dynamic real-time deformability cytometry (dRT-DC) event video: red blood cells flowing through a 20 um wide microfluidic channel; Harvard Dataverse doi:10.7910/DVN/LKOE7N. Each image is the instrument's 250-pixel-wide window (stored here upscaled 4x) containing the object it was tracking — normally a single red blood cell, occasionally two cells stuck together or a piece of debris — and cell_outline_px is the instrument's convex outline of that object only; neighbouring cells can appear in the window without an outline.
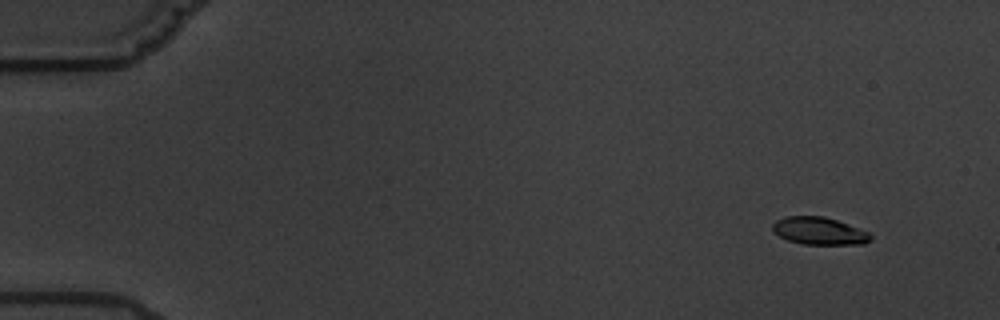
{"species": "common noctule bat (a hibernating species)", "species_latin": "Nyctalus noctula", "temperature_condition": "warm", "stored_images_in_passage": 7, "camera_frame_rate_fps": 3000, "um_per_image_px": 0.085, "animal": {"sex": "male", "body_mass_g": 19.5, "forearm_length_mm": 54.6}, "frame": {"image": 1, "passage_image": 2, "time_ms": 1.333, "image_size_px": [1000, 320], "cell_outline_px": [[872, 240], [864, 244], [804, 244], [788, 240], [772, 232], [772, 224], [776, 220], [784, 216], [824, 216], [860, 228], [868, 232], [872, 236]], "centroid_in_image_um": [69.63, 19.62], "position_along_channel_um": 15.4, "area_um2": 15.78}}